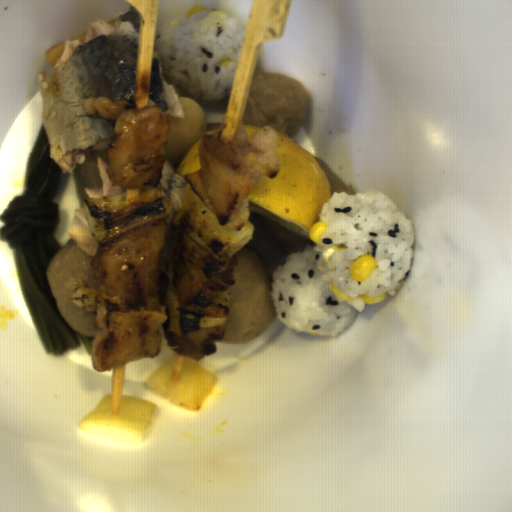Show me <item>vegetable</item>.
<instances>
[{
	"label": "vegetable",
	"instance_id": "add77e79",
	"mask_svg": "<svg viewBox=\"0 0 512 512\" xmlns=\"http://www.w3.org/2000/svg\"><path fill=\"white\" fill-rule=\"evenodd\" d=\"M82 209L98 244L111 241L167 215L170 207L162 185L147 191L125 189L119 195L86 197Z\"/></svg>",
	"mask_w": 512,
	"mask_h": 512
},
{
	"label": "vegetable",
	"instance_id": "ea0f7189",
	"mask_svg": "<svg viewBox=\"0 0 512 512\" xmlns=\"http://www.w3.org/2000/svg\"><path fill=\"white\" fill-rule=\"evenodd\" d=\"M156 405L127 396L106 394L79 420L83 432L129 444L142 443L152 424Z\"/></svg>",
	"mask_w": 512,
	"mask_h": 512
},
{
	"label": "vegetable",
	"instance_id": "f7b5029e",
	"mask_svg": "<svg viewBox=\"0 0 512 512\" xmlns=\"http://www.w3.org/2000/svg\"><path fill=\"white\" fill-rule=\"evenodd\" d=\"M216 380L217 374L176 352L154 370L146 383L153 396L195 411L205 403Z\"/></svg>",
	"mask_w": 512,
	"mask_h": 512
},
{
	"label": "vegetable",
	"instance_id": "96ceb2fe",
	"mask_svg": "<svg viewBox=\"0 0 512 512\" xmlns=\"http://www.w3.org/2000/svg\"><path fill=\"white\" fill-rule=\"evenodd\" d=\"M171 226L182 228L206 251L221 261H227L235 255L251 239L255 230L248 218L244 227H223L213 218L188 184L184 204Z\"/></svg>",
	"mask_w": 512,
	"mask_h": 512
},
{
	"label": "vegetable",
	"instance_id": "f1789d4c",
	"mask_svg": "<svg viewBox=\"0 0 512 512\" xmlns=\"http://www.w3.org/2000/svg\"><path fill=\"white\" fill-rule=\"evenodd\" d=\"M97 292L86 286H78L70 301L96 317L93 326L103 330L158 332L162 329L167 315L158 311H132L115 313L108 311L102 303L96 302Z\"/></svg>",
	"mask_w": 512,
	"mask_h": 512
},
{
	"label": "vegetable",
	"instance_id": "8f37a823",
	"mask_svg": "<svg viewBox=\"0 0 512 512\" xmlns=\"http://www.w3.org/2000/svg\"><path fill=\"white\" fill-rule=\"evenodd\" d=\"M169 308V328L171 332L179 336L207 329L210 327L222 325L227 322V315L224 317H214L197 315L181 305L179 297H173L167 300Z\"/></svg>",
	"mask_w": 512,
	"mask_h": 512
}]
</instances>
